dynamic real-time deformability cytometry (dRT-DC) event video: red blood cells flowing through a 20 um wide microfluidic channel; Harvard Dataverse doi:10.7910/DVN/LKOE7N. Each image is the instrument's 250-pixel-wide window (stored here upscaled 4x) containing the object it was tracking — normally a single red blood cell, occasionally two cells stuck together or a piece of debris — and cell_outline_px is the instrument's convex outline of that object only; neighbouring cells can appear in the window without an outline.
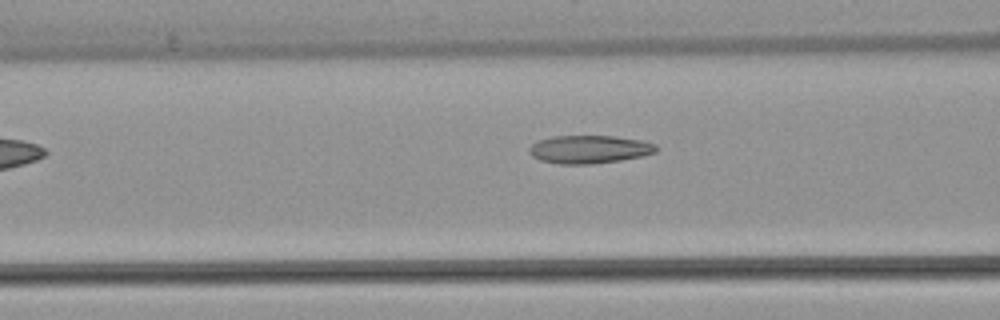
{"species": "common noctule bat (a hibernating species)", "species_latin": "Nyctalus noctula", "temperature_condition": "warm", "stored_images_in_passage": 5, "camera_frame_rate_fps": 3000, "um_per_image_px": 0.085, "animal": {"sex": "female", "body_mass_g": 22.7, "forearm_length_mm": 54.2}, "frame": {"image": 1, "passage_image": 5, "time_ms": 5.667, "image_size_px": [1000, 320], "cell_outline_px": [[656, 152], [644, 156], [620, 160], [592, 164], [560, 164], [540, 160], [532, 156], [528, 152], [528, 148], [532, 144], [540, 140], [552, 136], [616, 136], [640, 140], [656, 144]], "centroid_in_image_um": [50.08, 12.69], "position_along_channel_um": 116.5, "area_um2": 20.81}}